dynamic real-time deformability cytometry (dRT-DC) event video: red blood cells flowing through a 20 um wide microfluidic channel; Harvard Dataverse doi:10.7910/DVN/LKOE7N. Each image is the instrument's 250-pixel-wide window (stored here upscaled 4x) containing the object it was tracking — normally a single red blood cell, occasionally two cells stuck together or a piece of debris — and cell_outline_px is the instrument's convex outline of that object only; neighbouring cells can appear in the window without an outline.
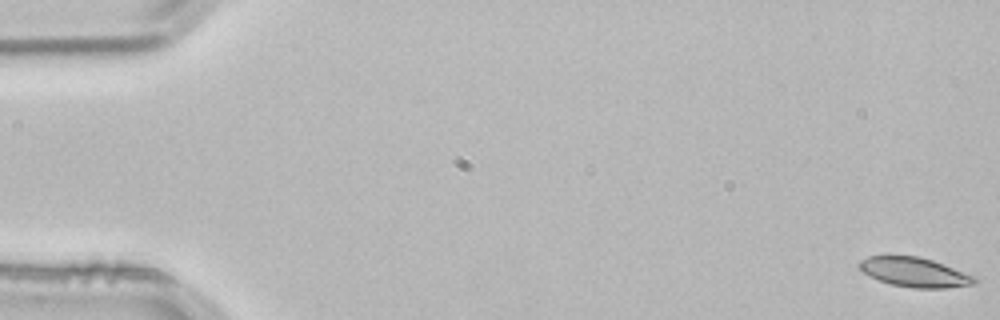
{"species": "common noctule bat (a hibernating species)", "species_latin": "Nyctalus noctula", "temperature_condition": "room temperature", "stored_images_in_passage": 55, "segment_of_instrument_passage": [1, 2], "camera_frame_rate_fps": 3000, "um_per_image_px": 0.085, "animal": {"sex": "male", "body_mass_g": 21.5, "forearm_length_mm": 52.0}, "frame": {"image": 1, "passage_image": 1, "time_ms": 0.0, "image_size_px": [1000, 320], "cell_outline_px": [[976, 280], [972, 284], [944, 288], [912, 288], [892, 284], [868, 276], [856, 264], [860, 260], [868, 256], [920, 256], [944, 264], [976, 276]], "centroid_in_image_um": [77.72, 23.13], "position_along_channel_um": 7.3, "area_um2": 19.71}}
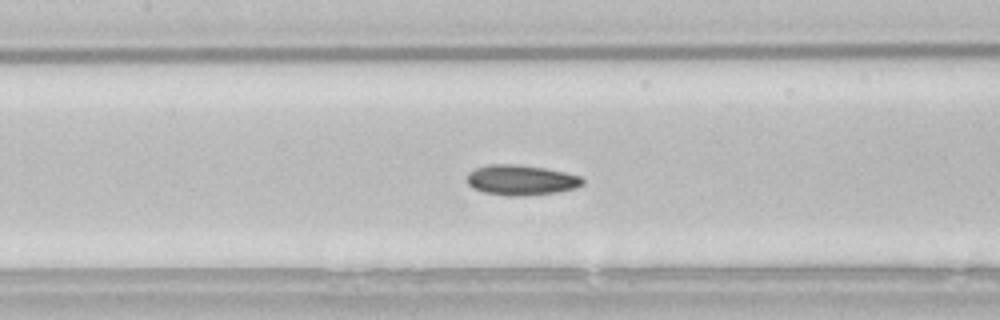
{"frame": {"image": 2, "passage_image": 25, "time_ms": 8.0, "image_size_px": [1000, 320], "cell_outline_px": [[584, 184], [576, 188], [556, 192], [524, 196], [508, 196], [484, 192], [472, 188], [468, 184], [468, 172], [476, 168], [488, 164], [520, 164], [544, 168], [564, 172], [580, 176], [584, 180]], "centroid_in_image_um": [44.29, 15.3], "position_along_channel_um": 163.1, "area_um2": 20.46}}
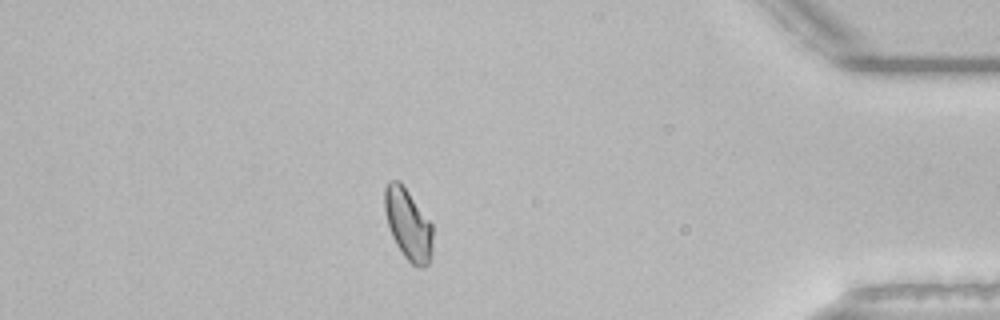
{"frame": {"image": 3, "passage_image": 47, "time_ms": 15.333, "image_size_px": [1000, 320], "cell_outline_px": [[432, 252], [428, 264], [424, 268], [420, 268], [412, 264], [404, 256], [396, 244], [392, 236], [388, 224], [384, 208], [384, 188], [388, 180], [400, 180], [432, 224]], "centroid_in_image_um": [34.68, 19.05], "position_along_channel_um": 400.5, "area_um2": 19.94}}